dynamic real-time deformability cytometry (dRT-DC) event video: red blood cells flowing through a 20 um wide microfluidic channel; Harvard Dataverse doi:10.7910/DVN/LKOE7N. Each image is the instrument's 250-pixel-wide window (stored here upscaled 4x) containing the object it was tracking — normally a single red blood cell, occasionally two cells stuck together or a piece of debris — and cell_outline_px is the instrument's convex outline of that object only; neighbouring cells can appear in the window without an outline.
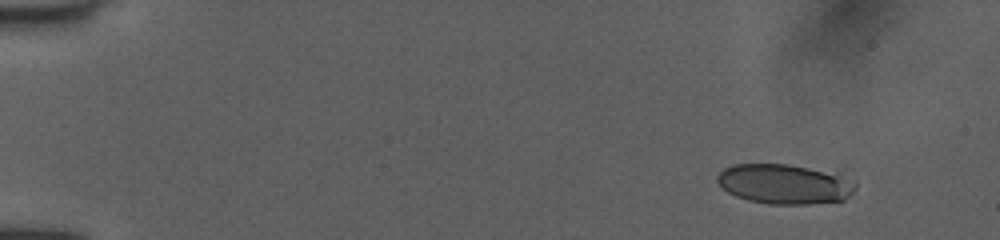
{"species": "human", "species_latin": "Homo sapiens", "temperature_condition": "room temperature", "stored_images_in_passage": 14, "camera_frame_rate_fps": 3000, "um_per_image_px": 0.085, "donor": {"sex": "female"}, "frame": {"image": 1, "passage_image": 1, "time_ms": 0.0, "image_size_px": [1000, 240], "cell_outline_px": [[856, 188], [844, 200], [808, 204], [768, 204], [748, 200], [736, 196], [728, 192], [716, 180], [716, 176], [724, 168], [732, 164], [788, 164], [852, 168], [856, 184]], "centroid_in_image_um": [66.95, 15.56], "position_along_channel_um": 18.0, "area_um2": 34.28}}
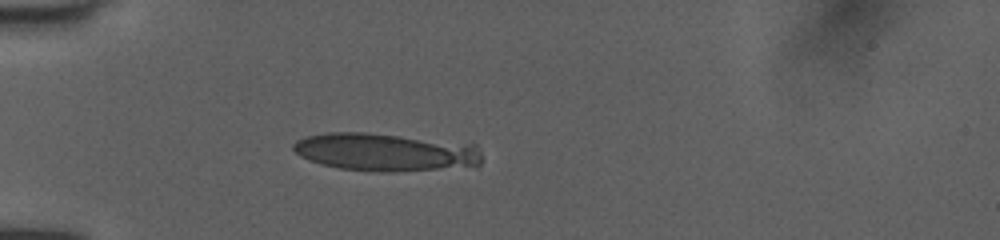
{"frame": {"image": 2, "passage_image": 12, "time_ms": 3.667, "image_size_px": [1000, 240], "cell_outline_px": [[480, 164], [392, 172], [376, 172], [340, 168], [320, 164], [300, 156], [292, 148], [292, 144], [296, 140], [304, 136], [328, 132], [364, 132], [476, 144], [480, 148]], "centroid_in_image_um": [32.67, 12.91], "position_along_channel_um": 52.3, "area_um2": 41.27}}